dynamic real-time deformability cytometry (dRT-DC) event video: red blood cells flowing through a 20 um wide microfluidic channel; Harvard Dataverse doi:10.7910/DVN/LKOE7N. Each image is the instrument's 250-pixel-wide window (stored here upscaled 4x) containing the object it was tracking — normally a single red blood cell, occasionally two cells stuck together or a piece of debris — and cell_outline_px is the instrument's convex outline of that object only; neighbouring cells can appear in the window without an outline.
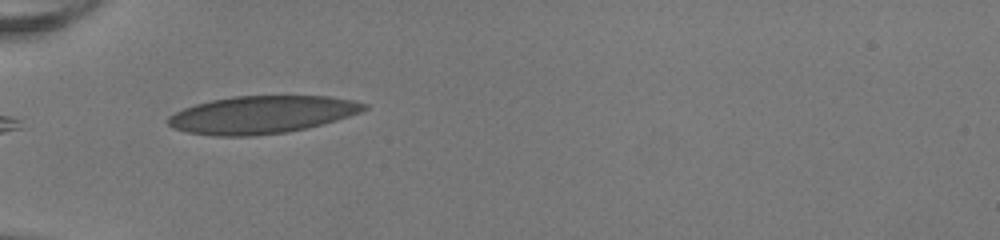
{"species": "human", "species_latin": "Homo sapiens", "temperature_condition": "room temperature", "stored_images_in_passage": 4, "camera_frame_rate_fps": 3000, "um_per_image_px": 0.085, "donor": {"sex": "female"}, "frame": {"image": 1, "passage_image": 1, "time_ms": 0.0, "image_size_px": [1000, 240], "cell_outline_px": [[368, 108], [360, 112], [336, 120], [308, 128], [288, 132], [256, 136], [212, 136], [188, 132], [172, 128], [168, 124], [168, 116], [184, 108], [196, 104], [212, 100], [232, 96], [328, 96], [352, 100], [368, 104]], "centroid_in_image_um": [22.25, 9.75], "position_along_channel_um": 62.7, "area_um2": 43.0}}
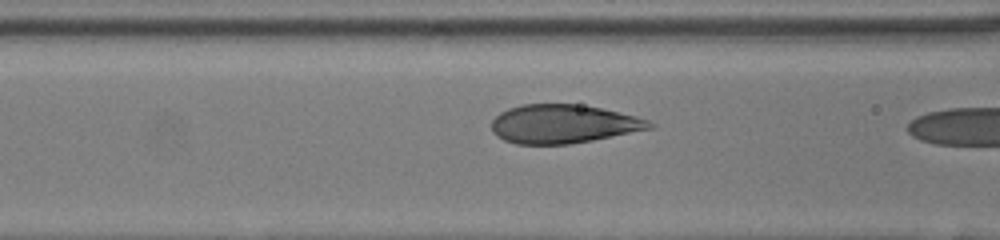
{"frame": {"image": 2, "passage_image": 3, "time_ms": 0.667, "image_size_px": [1000, 240], "cell_outline_px": [[656, 128], [592, 140], [568, 144], [516, 144], [504, 140], [496, 136], [492, 132], [492, 120], [500, 112], [508, 108], [520, 104], [576, 104], [600, 108], [636, 116], [648, 120], [656, 124]], "centroid_in_image_um": [47.88, 10.54], "position_along_channel_um": 118.7, "area_um2": 35.72}}